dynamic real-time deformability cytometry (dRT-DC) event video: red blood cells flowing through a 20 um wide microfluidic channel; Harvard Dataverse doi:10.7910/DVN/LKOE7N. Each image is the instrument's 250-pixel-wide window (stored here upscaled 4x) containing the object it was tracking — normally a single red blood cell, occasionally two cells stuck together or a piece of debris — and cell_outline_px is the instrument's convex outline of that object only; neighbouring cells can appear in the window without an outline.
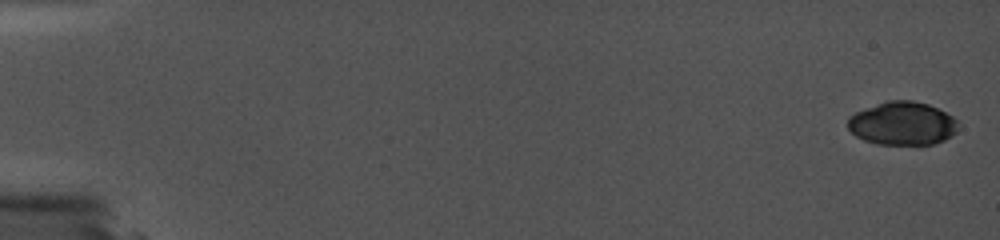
{"species": "common noctule bat (a hibernating species)", "species_latin": "Nyctalus noctula", "temperature_condition": "cold", "stored_images_in_passage": 7, "camera_frame_rate_fps": 5000, "um_per_image_px": 0.085, "animal": {"sex": "female", "body_mass_g": 19.0, "forearm_length_mm": 56.7}, "frame": {"image": 1, "passage_image": 1, "time_ms": 0.0, "image_size_px": [1000, 240], "cell_outline_px": [[960, 124], [956, 132], [952, 136], [936, 144], [876, 144], [864, 140], [856, 136], [848, 128], [848, 116], [856, 112], [888, 100], [912, 100], [928, 104], [952, 116]], "centroid_in_image_um": [76.72, 10.5], "position_along_channel_um": 8.3, "area_um2": 27.86}}
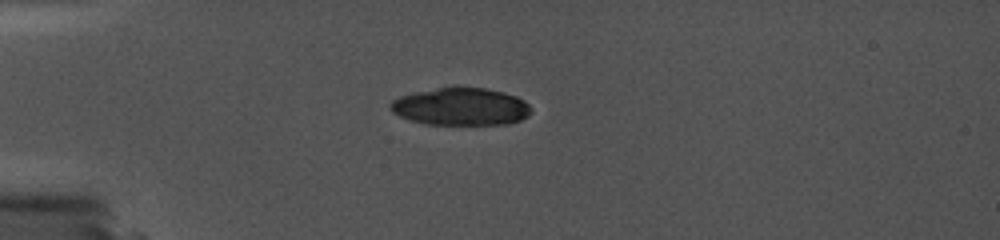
{"frame": {"image": 2, "passage_image": 6, "time_ms": 5.0, "image_size_px": [1000, 240], "cell_outline_px": [[532, 112], [528, 116], [520, 120], [508, 124], [424, 124], [400, 116], [392, 112], [388, 108], [388, 104], [392, 100], [400, 96], [416, 92], [452, 84], [484, 88], [504, 92], [516, 96], [524, 100], [532, 108]], "centroid_in_image_um": [39.16, 9.03], "position_along_channel_um": 45.8, "area_um2": 31.44}}